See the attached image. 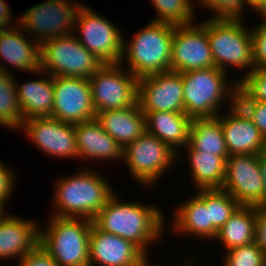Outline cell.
Returning <instances> with one entry per match:
<instances>
[{
	"mask_svg": "<svg viewBox=\"0 0 266 266\" xmlns=\"http://www.w3.org/2000/svg\"><path fill=\"white\" fill-rule=\"evenodd\" d=\"M255 243L266 254V206H257Z\"/></svg>",
	"mask_w": 266,
	"mask_h": 266,
	"instance_id": "obj_39",
	"label": "cell"
},
{
	"mask_svg": "<svg viewBox=\"0 0 266 266\" xmlns=\"http://www.w3.org/2000/svg\"><path fill=\"white\" fill-rule=\"evenodd\" d=\"M20 130L46 155L79 160L75 124L52 117H35L24 120Z\"/></svg>",
	"mask_w": 266,
	"mask_h": 266,
	"instance_id": "obj_15",
	"label": "cell"
},
{
	"mask_svg": "<svg viewBox=\"0 0 266 266\" xmlns=\"http://www.w3.org/2000/svg\"><path fill=\"white\" fill-rule=\"evenodd\" d=\"M92 167H84L72 175L58 177L55 182L51 216L93 220L116 192L107 178ZM91 169V170H90Z\"/></svg>",
	"mask_w": 266,
	"mask_h": 266,
	"instance_id": "obj_2",
	"label": "cell"
},
{
	"mask_svg": "<svg viewBox=\"0 0 266 266\" xmlns=\"http://www.w3.org/2000/svg\"><path fill=\"white\" fill-rule=\"evenodd\" d=\"M251 121L266 140V102L258 101L255 114Z\"/></svg>",
	"mask_w": 266,
	"mask_h": 266,
	"instance_id": "obj_40",
	"label": "cell"
},
{
	"mask_svg": "<svg viewBox=\"0 0 266 266\" xmlns=\"http://www.w3.org/2000/svg\"><path fill=\"white\" fill-rule=\"evenodd\" d=\"M174 27L170 24L150 21L123 43L120 64L138 79L170 70ZM126 59V60H125Z\"/></svg>",
	"mask_w": 266,
	"mask_h": 266,
	"instance_id": "obj_3",
	"label": "cell"
},
{
	"mask_svg": "<svg viewBox=\"0 0 266 266\" xmlns=\"http://www.w3.org/2000/svg\"><path fill=\"white\" fill-rule=\"evenodd\" d=\"M187 152L191 181L198 189H222L225 178L226 159L229 156L212 155L194 149L189 143L184 147ZM194 180V181H193Z\"/></svg>",
	"mask_w": 266,
	"mask_h": 266,
	"instance_id": "obj_26",
	"label": "cell"
},
{
	"mask_svg": "<svg viewBox=\"0 0 266 266\" xmlns=\"http://www.w3.org/2000/svg\"><path fill=\"white\" fill-rule=\"evenodd\" d=\"M196 5L212 10L211 18L243 19L244 8L253 6L247 0H195Z\"/></svg>",
	"mask_w": 266,
	"mask_h": 266,
	"instance_id": "obj_34",
	"label": "cell"
},
{
	"mask_svg": "<svg viewBox=\"0 0 266 266\" xmlns=\"http://www.w3.org/2000/svg\"><path fill=\"white\" fill-rule=\"evenodd\" d=\"M6 206L0 203V220L7 215Z\"/></svg>",
	"mask_w": 266,
	"mask_h": 266,
	"instance_id": "obj_45",
	"label": "cell"
},
{
	"mask_svg": "<svg viewBox=\"0 0 266 266\" xmlns=\"http://www.w3.org/2000/svg\"><path fill=\"white\" fill-rule=\"evenodd\" d=\"M7 4L4 0H0V30L18 25V23H12L11 10Z\"/></svg>",
	"mask_w": 266,
	"mask_h": 266,
	"instance_id": "obj_41",
	"label": "cell"
},
{
	"mask_svg": "<svg viewBox=\"0 0 266 266\" xmlns=\"http://www.w3.org/2000/svg\"><path fill=\"white\" fill-rule=\"evenodd\" d=\"M76 0H46L23 12L18 26L41 46L56 37L73 34L78 10L83 5ZM74 2V3H73ZM31 33V34H30Z\"/></svg>",
	"mask_w": 266,
	"mask_h": 266,
	"instance_id": "obj_7",
	"label": "cell"
},
{
	"mask_svg": "<svg viewBox=\"0 0 266 266\" xmlns=\"http://www.w3.org/2000/svg\"><path fill=\"white\" fill-rule=\"evenodd\" d=\"M261 176L264 183V206H266V151L259 154Z\"/></svg>",
	"mask_w": 266,
	"mask_h": 266,
	"instance_id": "obj_42",
	"label": "cell"
},
{
	"mask_svg": "<svg viewBox=\"0 0 266 266\" xmlns=\"http://www.w3.org/2000/svg\"><path fill=\"white\" fill-rule=\"evenodd\" d=\"M145 114L146 131L177 153V161L181 160L180 149L189 143V132L192 118L185 112H143Z\"/></svg>",
	"mask_w": 266,
	"mask_h": 266,
	"instance_id": "obj_23",
	"label": "cell"
},
{
	"mask_svg": "<svg viewBox=\"0 0 266 266\" xmlns=\"http://www.w3.org/2000/svg\"><path fill=\"white\" fill-rule=\"evenodd\" d=\"M124 66L103 64L89 78L96 113L129 108L138 102V78Z\"/></svg>",
	"mask_w": 266,
	"mask_h": 266,
	"instance_id": "obj_11",
	"label": "cell"
},
{
	"mask_svg": "<svg viewBox=\"0 0 266 266\" xmlns=\"http://www.w3.org/2000/svg\"><path fill=\"white\" fill-rule=\"evenodd\" d=\"M222 190L241 205L264 206V183L259 154L229 155Z\"/></svg>",
	"mask_w": 266,
	"mask_h": 266,
	"instance_id": "obj_12",
	"label": "cell"
},
{
	"mask_svg": "<svg viewBox=\"0 0 266 266\" xmlns=\"http://www.w3.org/2000/svg\"><path fill=\"white\" fill-rule=\"evenodd\" d=\"M142 112H184L182 73L165 71L138 79Z\"/></svg>",
	"mask_w": 266,
	"mask_h": 266,
	"instance_id": "obj_16",
	"label": "cell"
},
{
	"mask_svg": "<svg viewBox=\"0 0 266 266\" xmlns=\"http://www.w3.org/2000/svg\"><path fill=\"white\" fill-rule=\"evenodd\" d=\"M34 74L47 76L46 78L42 76L40 79L25 81L22 85L15 82L18 101L22 110V123L26 119L35 117H52L54 103L52 76L41 69Z\"/></svg>",
	"mask_w": 266,
	"mask_h": 266,
	"instance_id": "obj_24",
	"label": "cell"
},
{
	"mask_svg": "<svg viewBox=\"0 0 266 266\" xmlns=\"http://www.w3.org/2000/svg\"><path fill=\"white\" fill-rule=\"evenodd\" d=\"M147 255L120 236L91 227L89 266H137Z\"/></svg>",
	"mask_w": 266,
	"mask_h": 266,
	"instance_id": "obj_17",
	"label": "cell"
},
{
	"mask_svg": "<svg viewBox=\"0 0 266 266\" xmlns=\"http://www.w3.org/2000/svg\"><path fill=\"white\" fill-rule=\"evenodd\" d=\"M262 23L251 28L254 69H266V15Z\"/></svg>",
	"mask_w": 266,
	"mask_h": 266,
	"instance_id": "obj_35",
	"label": "cell"
},
{
	"mask_svg": "<svg viewBox=\"0 0 266 266\" xmlns=\"http://www.w3.org/2000/svg\"><path fill=\"white\" fill-rule=\"evenodd\" d=\"M223 114H219V121L229 155L260 154L266 151V140L251 120H240L227 113Z\"/></svg>",
	"mask_w": 266,
	"mask_h": 266,
	"instance_id": "obj_25",
	"label": "cell"
},
{
	"mask_svg": "<svg viewBox=\"0 0 266 266\" xmlns=\"http://www.w3.org/2000/svg\"><path fill=\"white\" fill-rule=\"evenodd\" d=\"M239 78L254 97L261 102H266V69H253L249 74Z\"/></svg>",
	"mask_w": 266,
	"mask_h": 266,
	"instance_id": "obj_36",
	"label": "cell"
},
{
	"mask_svg": "<svg viewBox=\"0 0 266 266\" xmlns=\"http://www.w3.org/2000/svg\"><path fill=\"white\" fill-rule=\"evenodd\" d=\"M230 103L227 113L230 117L240 120H252L255 114L258 100L248 90V88L237 79L236 83L230 88L228 97Z\"/></svg>",
	"mask_w": 266,
	"mask_h": 266,
	"instance_id": "obj_32",
	"label": "cell"
},
{
	"mask_svg": "<svg viewBox=\"0 0 266 266\" xmlns=\"http://www.w3.org/2000/svg\"><path fill=\"white\" fill-rule=\"evenodd\" d=\"M242 21L210 17L206 19V32L215 67L228 73L229 67H235L247 75L254 69L252 38L251 29Z\"/></svg>",
	"mask_w": 266,
	"mask_h": 266,
	"instance_id": "obj_5",
	"label": "cell"
},
{
	"mask_svg": "<svg viewBox=\"0 0 266 266\" xmlns=\"http://www.w3.org/2000/svg\"><path fill=\"white\" fill-rule=\"evenodd\" d=\"M19 266H58L52 256L38 244L19 260Z\"/></svg>",
	"mask_w": 266,
	"mask_h": 266,
	"instance_id": "obj_38",
	"label": "cell"
},
{
	"mask_svg": "<svg viewBox=\"0 0 266 266\" xmlns=\"http://www.w3.org/2000/svg\"><path fill=\"white\" fill-rule=\"evenodd\" d=\"M241 204L222 189H207V208L212 226L219 231Z\"/></svg>",
	"mask_w": 266,
	"mask_h": 266,
	"instance_id": "obj_31",
	"label": "cell"
},
{
	"mask_svg": "<svg viewBox=\"0 0 266 266\" xmlns=\"http://www.w3.org/2000/svg\"><path fill=\"white\" fill-rule=\"evenodd\" d=\"M254 12L260 15H266V0H259L254 6H253Z\"/></svg>",
	"mask_w": 266,
	"mask_h": 266,
	"instance_id": "obj_44",
	"label": "cell"
},
{
	"mask_svg": "<svg viewBox=\"0 0 266 266\" xmlns=\"http://www.w3.org/2000/svg\"><path fill=\"white\" fill-rule=\"evenodd\" d=\"M95 119L122 148L146 131L145 114L139 102L129 108L98 112Z\"/></svg>",
	"mask_w": 266,
	"mask_h": 266,
	"instance_id": "obj_22",
	"label": "cell"
},
{
	"mask_svg": "<svg viewBox=\"0 0 266 266\" xmlns=\"http://www.w3.org/2000/svg\"><path fill=\"white\" fill-rule=\"evenodd\" d=\"M197 192L185 202L179 203L174 210L172 230L175 234L195 236L200 240H215L218 231L210 221L209 208H207V189H198ZM204 237V238H203Z\"/></svg>",
	"mask_w": 266,
	"mask_h": 266,
	"instance_id": "obj_19",
	"label": "cell"
},
{
	"mask_svg": "<svg viewBox=\"0 0 266 266\" xmlns=\"http://www.w3.org/2000/svg\"><path fill=\"white\" fill-rule=\"evenodd\" d=\"M40 54L41 70L51 76L89 79L103 65L74 34L45 42Z\"/></svg>",
	"mask_w": 266,
	"mask_h": 266,
	"instance_id": "obj_10",
	"label": "cell"
},
{
	"mask_svg": "<svg viewBox=\"0 0 266 266\" xmlns=\"http://www.w3.org/2000/svg\"><path fill=\"white\" fill-rule=\"evenodd\" d=\"M29 37V39H28ZM18 25L0 30V71L12 74L11 66L19 71L34 73L41 69V46L36 40L31 41ZM7 63L8 66L2 65Z\"/></svg>",
	"mask_w": 266,
	"mask_h": 266,
	"instance_id": "obj_18",
	"label": "cell"
},
{
	"mask_svg": "<svg viewBox=\"0 0 266 266\" xmlns=\"http://www.w3.org/2000/svg\"><path fill=\"white\" fill-rule=\"evenodd\" d=\"M117 27L83 4L78 10L73 34L102 64H120L124 34Z\"/></svg>",
	"mask_w": 266,
	"mask_h": 266,
	"instance_id": "obj_8",
	"label": "cell"
},
{
	"mask_svg": "<svg viewBox=\"0 0 266 266\" xmlns=\"http://www.w3.org/2000/svg\"><path fill=\"white\" fill-rule=\"evenodd\" d=\"M222 266H266V254L255 242L227 250Z\"/></svg>",
	"mask_w": 266,
	"mask_h": 266,
	"instance_id": "obj_33",
	"label": "cell"
},
{
	"mask_svg": "<svg viewBox=\"0 0 266 266\" xmlns=\"http://www.w3.org/2000/svg\"><path fill=\"white\" fill-rule=\"evenodd\" d=\"M252 6H254L259 0H247Z\"/></svg>",
	"mask_w": 266,
	"mask_h": 266,
	"instance_id": "obj_46",
	"label": "cell"
},
{
	"mask_svg": "<svg viewBox=\"0 0 266 266\" xmlns=\"http://www.w3.org/2000/svg\"><path fill=\"white\" fill-rule=\"evenodd\" d=\"M38 223L7 213L0 220V260H20L39 244Z\"/></svg>",
	"mask_w": 266,
	"mask_h": 266,
	"instance_id": "obj_20",
	"label": "cell"
},
{
	"mask_svg": "<svg viewBox=\"0 0 266 266\" xmlns=\"http://www.w3.org/2000/svg\"><path fill=\"white\" fill-rule=\"evenodd\" d=\"M149 255H147L137 266H153L151 263H150V260H149ZM187 259V261L185 260L183 263H181L180 265H174V266H197L198 264H196V261L194 259H191L189 260ZM194 261V262H193ZM189 262V263H188ZM151 264V265H150ZM196 264V265H195ZM154 266H159V265H154ZM161 266H164V265H161ZM172 266V265H171Z\"/></svg>",
	"mask_w": 266,
	"mask_h": 266,
	"instance_id": "obj_43",
	"label": "cell"
},
{
	"mask_svg": "<svg viewBox=\"0 0 266 266\" xmlns=\"http://www.w3.org/2000/svg\"><path fill=\"white\" fill-rule=\"evenodd\" d=\"M228 76L217 67L182 72L184 112L192 119L218 116L237 81Z\"/></svg>",
	"mask_w": 266,
	"mask_h": 266,
	"instance_id": "obj_6",
	"label": "cell"
},
{
	"mask_svg": "<svg viewBox=\"0 0 266 266\" xmlns=\"http://www.w3.org/2000/svg\"><path fill=\"white\" fill-rule=\"evenodd\" d=\"M15 82L13 74L0 71V125L17 132L22 126V110Z\"/></svg>",
	"mask_w": 266,
	"mask_h": 266,
	"instance_id": "obj_29",
	"label": "cell"
},
{
	"mask_svg": "<svg viewBox=\"0 0 266 266\" xmlns=\"http://www.w3.org/2000/svg\"><path fill=\"white\" fill-rule=\"evenodd\" d=\"M116 192L93 218V225L101 231L120 236L136 244L146 255L153 243L163 238L165 215L154 204L124 201ZM163 232V233H162Z\"/></svg>",
	"mask_w": 266,
	"mask_h": 266,
	"instance_id": "obj_1",
	"label": "cell"
},
{
	"mask_svg": "<svg viewBox=\"0 0 266 266\" xmlns=\"http://www.w3.org/2000/svg\"><path fill=\"white\" fill-rule=\"evenodd\" d=\"M76 148L80 160L123 162V148L94 120L75 124Z\"/></svg>",
	"mask_w": 266,
	"mask_h": 266,
	"instance_id": "obj_21",
	"label": "cell"
},
{
	"mask_svg": "<svg viewBox=\"0 0 266 266\" xmlns=\"http://www.w3.org/2000/svg\"><path fill=\"white\" fill-rule=\"evenodd\" d=\"M157 11L152 21L180 26L195 20V0H151Z\"/></svg>",
	"mask_w": 266,
	"mask_h": 266,
	"instance_id": "obj_30",
	"label": "cell"
},
{
	"mask_svg": "<svg viewBox=\"0 0 266 266\" xmlns=\"http://www.w3.org/2000/svg\"><path fill=\"white\" fill-rule=\"evenodd\" d=\"M54 103L52 118L65 123H82L94 120L89 79L79 77L52 76Z\"/></svg>",
	"mask_w": 266,
	"mask_h": 266,
	"instance_id": "obj_13",
	"label": "cell"
},
{
	"mask_svg": "<svg viewBox=\"0 0 266 266\" xmlns=\"http://www.w3.org/2000/svg\"><path fill=\"white\" fill-rule=\"evenodd\" d=\"M189 144L197 150L218 156H229L224 134L216 117L193 118L189 132Z\"/></svg>",
	"mask_w": 266,
	"mask_h": 266,
	"instance_id": "obj_28",
	"label": "cell"
},
{
	"mask_svg": "<svg viewBox=\"0 0 266 266\" xmlns=\"http://www.w3.org/2000/svg\"><path fill=\"white\" fill-rule=\"evenodd\" d=\"M16 174L11 169V166L5 165L4 161L0 160V203L3 205H7L11 194H13L14 187H16Z\"/></svg>",
	"mask_w": 266,
	"mask_h": 266,
	"instance_id": "obj_37",
	"label": "cell"
},
{
	"mask_svg": "<svg viewBox=\"0 0 266 266\" xmlns=\"http://www.w3.org/2000/svg\"><path fill=\"white\" fill-rule=\"evenodd\" d=\"M123 161L132 178L136 179L134 181L152 187L171 166L174 167L177 153L156 136L145 131L123 148Z\"/></svg>",
	"mask_w": 266,
	"mask_h": 266,
	"instance_id": "obj_9",
	"label": "cell"
},
{
	"mask_svg": "<svg viewBox=\"0 0 266 266\" xmlns=\"http://www.w3.org/2000/svg\"><path fill=\"white\" fill-rule=\"evenodd\" d=\"M93 222L83 218L50 216L39 227V244L58 266H89V237Z\"/></svg>",
	"mask_w": 266,
	"mask_h": 266,
	"instance_id": "obj_4",
	"label": "cell"
},
{
	"mask_svg": "<svg viewBox=\"0 0 266 266\" xmlns=\"http://www.w3.org/2000/svg\"><path fill=\"white\" fill-rule=\"evenodd\" d=\"M199 23L174 27L171 71L182 73L215 67L206 32V20Z\"/></svg>",
	"mask_w": 266,
	"mask_h": 266,
	"instance_id": "obj_14",
	"label": "cell"
},
{
	"mask_svg": "<svg viewBox=\"0 0 266 266\" xmlns=\"http://www.w3.org/2000/svg\"><path fill=\"white\" fill-rule=\"evenodd\" d=\"M257 206L241 205L220 228L215 238L225 250L255 242Z\"/></svg>",
	"mask_w": 266,
	"mask_h": 266,
	"instance_id": "obj_27",
	"label": "cell"
}]
</instances>
